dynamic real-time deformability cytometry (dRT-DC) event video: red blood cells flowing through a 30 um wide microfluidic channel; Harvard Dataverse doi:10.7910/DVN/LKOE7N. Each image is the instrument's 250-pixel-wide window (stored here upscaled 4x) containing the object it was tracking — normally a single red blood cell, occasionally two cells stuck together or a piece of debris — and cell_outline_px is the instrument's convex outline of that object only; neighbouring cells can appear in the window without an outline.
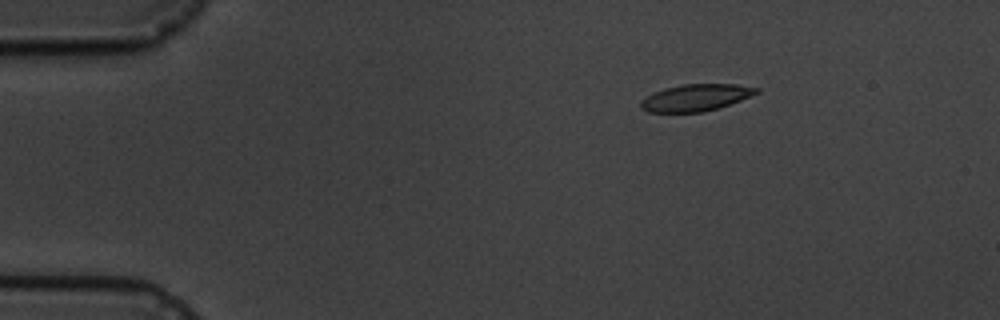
{"species": "common noctule bat (a hibernating species)", "species_latin": "Nyctalus noctula", "temperature_condition": "cold", "stored_images_in_passage": 4, "camera_frame_rate_fps": 3000, "um_per_image_px": 0.085, "animal": {"sex": "male", "body_mass_g": 19.5, "forearm_length_mm": 54.6}, "frame": {"image": 1, "passage_image": 1, "time_ms": 0.0, "image_size_px": [1000, 320], "cell_outline_px": [[760, 92], [740, 100], [704, 112], [648, 112], [640, 108], [640, 100], [652, 92], [664, 88], [680, 84], [736, 84], [760, 88]], "centroid_in_image_um": [59.1, 8.29], "position_along_channel_um": 25.9, "area_um2": 18.15}}
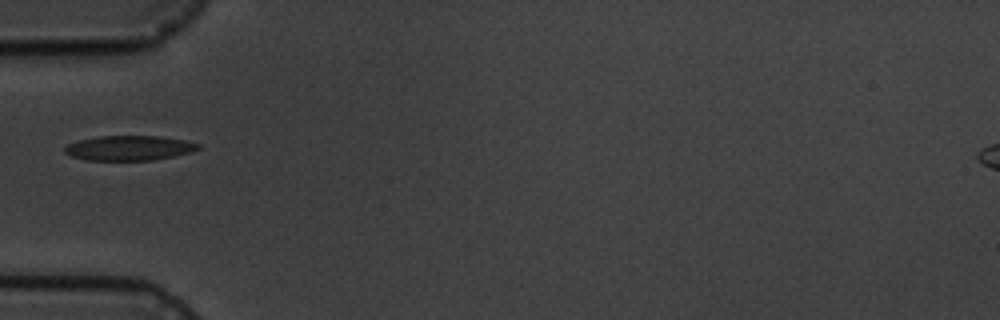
{"frame": {"image": 2, "passage_image": 4, "time_ms": 3.333, "image_size_px": [1000, 320], "cell_outline_px": [[200, 148], [188, 152], [172, 156], [152, 160], [88, 160], [72, 156], [64, 152], [64, 148], [68, 144], [80, 140], [100, 136], [160, 136], [188, 140], [200, 144]], "centroid_in_image_um": [10.99, 12.57], "position_along_channel_um": 74.0, "area_um2": 19.13}}